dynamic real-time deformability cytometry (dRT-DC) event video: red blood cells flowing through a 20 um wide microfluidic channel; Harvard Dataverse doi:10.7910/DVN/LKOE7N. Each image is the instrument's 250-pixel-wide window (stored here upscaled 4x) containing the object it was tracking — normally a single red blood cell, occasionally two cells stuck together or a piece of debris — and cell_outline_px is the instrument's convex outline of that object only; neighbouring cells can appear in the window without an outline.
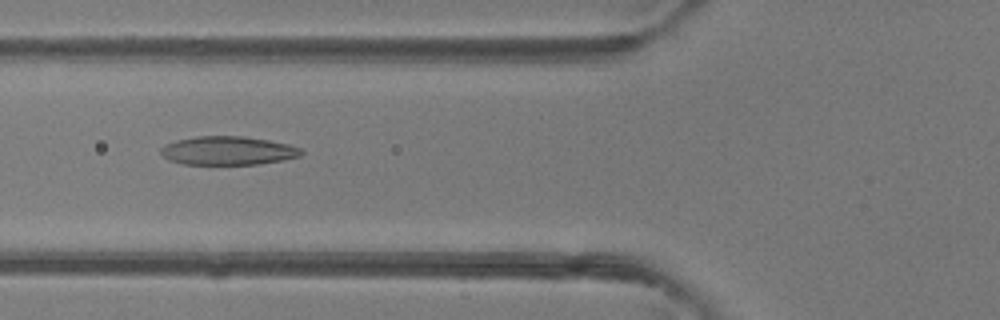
{"species": "common noctule bat (a hibernating species)", "species_latin": "Nyctalus noctula", "temperature_condition": "room temperature", "stored_images_in_passage": 49, "camera_frame_rate_fps": 3000, "um_per_image_px": 0.085, "animal": {"sex": "female"}, "frame": {"image": 1, "passage_image": 19, "time_ms": 6.0, "image_size_px": [1000, 320], "cell_outline_px": [[304, 152], [300, 156], [280, 160], [256, 164], [180, 164], [168, 160], [160, 152], [160, 148], [164, 144], [176, 140], [196, 136], [244, 136], [268, 140], [288, 144], [300, 148]], "centroid_in_image_um": [19.32, 12.8], "position_along_channel_um": 106.5, "area_um2": 23.41}}
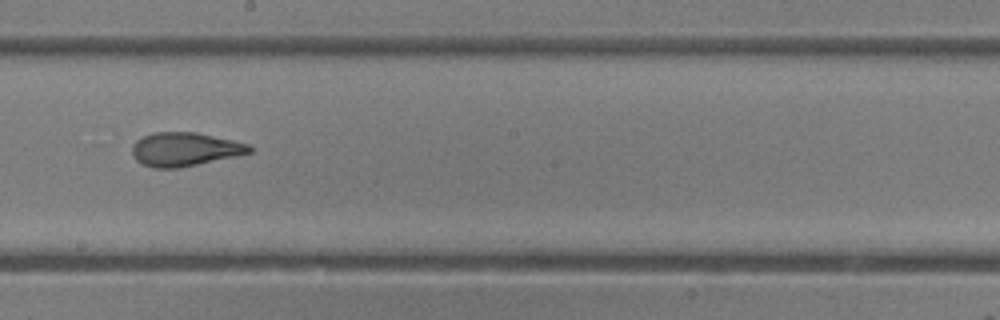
{"frame": {"image": 2, "passage_image": 28, "time_ms": 9.0, "image_size_px": [1000, 320], "cell_outline_px": [[252, 152], [236, 156], [180, 168], [152, 168], [136, 160], [132, 156], [132, 144], [136, 140], [152, 132], [196, 132], [232, 140], [248, 144], [252, 148]], "centroid_in_image_um": [15.68, 12.69], "position_along_channel_um": 232.5, "area_um2": 23.06}}
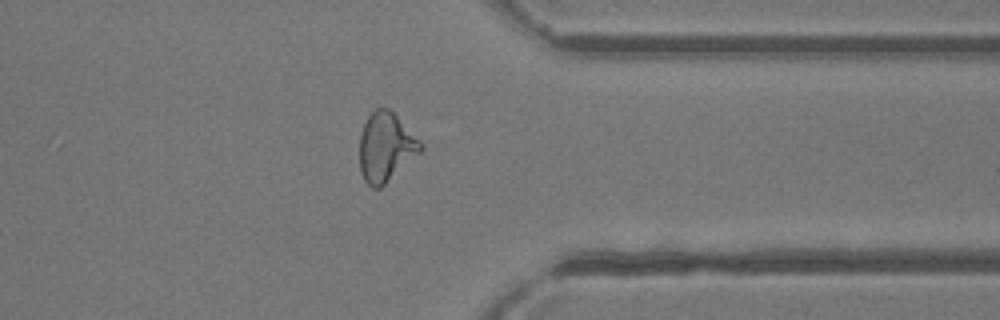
{"frame": {"image": 3, "passage_image": 39, "time_ms": 12.667, "image_size_px": [1000, 320], "cell_outline_px": [[424, 148], [420, 152], [380, 188], [372, 188], [364, 180], [360, 172], [360, 132], [368, 116], [376, 108], [388, 108], [424, 144]], "centroid_in_image_um": [32.78, 12.51], "position_along_channel_um": 378.6, "area_um2": 24.28}, "authors_computed_cell_mechanics": {"area_um2": 24.6228, "velocity_mm_per_s": 4.1846, "shape_relaxation_time_tau1_ms": 6.2867, "shape_relaxation_time_tau2_ms": 1.8939, "deformation_change_tau1": 0.2089, "deformation_change_tau2": 0.1072}}